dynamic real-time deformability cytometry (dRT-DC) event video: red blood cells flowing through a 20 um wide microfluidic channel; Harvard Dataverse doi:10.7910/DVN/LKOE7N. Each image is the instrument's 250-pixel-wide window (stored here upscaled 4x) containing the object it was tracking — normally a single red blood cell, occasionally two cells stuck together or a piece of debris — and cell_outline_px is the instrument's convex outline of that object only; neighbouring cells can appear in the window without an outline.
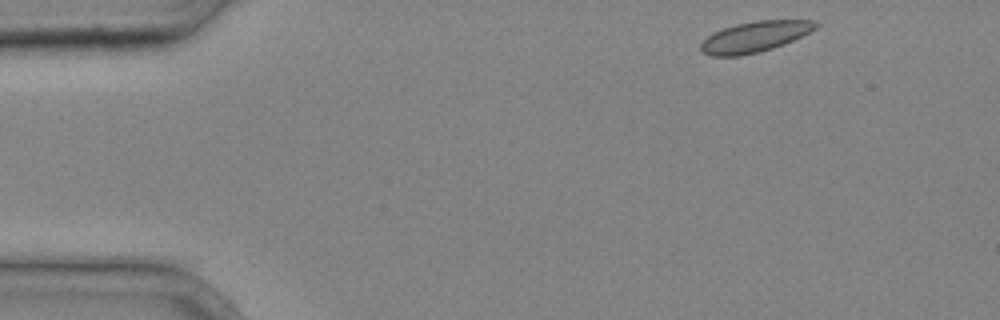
{"species": "common noctule bat (a hibernating species)", "species_latin": "Nyctalus noctula", "temperature_condition": "cold", "stored_images_in_passage": 31, "camera_frame_rate_fps": 3000, "um_per_image_px": 0.085, "animal": {"sex": "male", "body_mass_g": 20.4}, "frame": {"image": 1, "passage_image": 1, "time_ms": 0.0, "image_size_px": [1000, 320], "cell_outline_px": [[820, 24], [816, 28], [784, 44], [760, 52], [740, 56], [712, 56], [704, 52], [700, 48], [700, 44], [708, 36], [724, 28], [736, 24], [756, 20], [812, 20]], "centroid_in_image_um": [64.16, 3.12], "position_along_channel_um": 20.8, "area_um2": 20.29}}
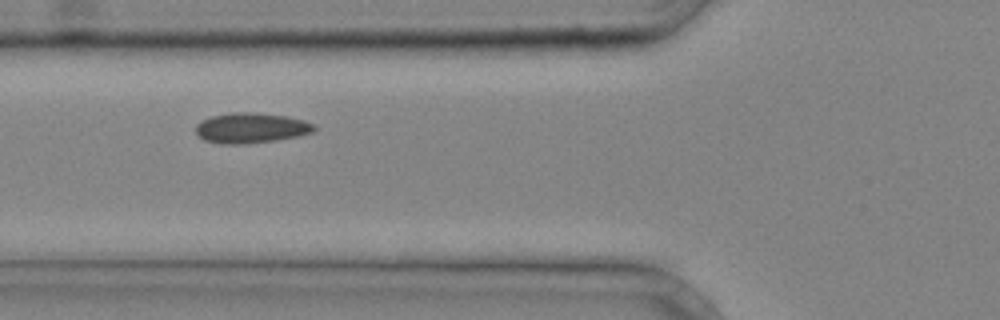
{"frame": {"image": 2, "passage_image": 11, "time_ms": 3.333, "image_size_px": [1000, 320], "cell_outline_px": [[316, 128], [312, 132], [296, 136], [276, 140], [248, 144], [220, 144], [204, 140], [196, 132], [196, 124], [212, 116], [232, 112], [252, 112], [288, 116], [304, 120], [312, 124]], "centroid_in_image_um": [21.33, 10.88], "position_along_channel_um": 104.5, "area_um2": 20.81}}
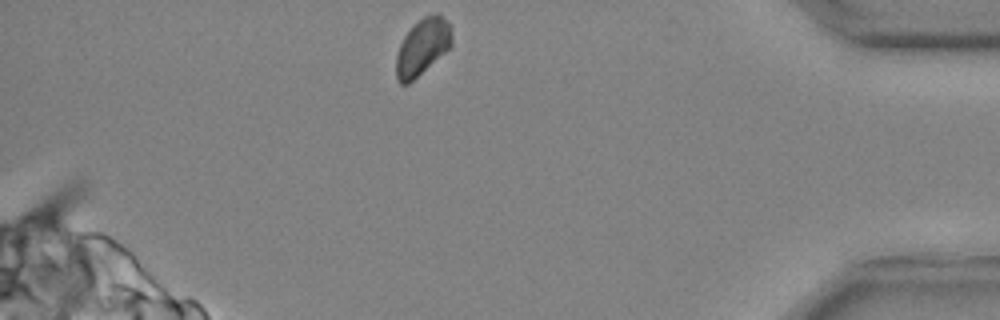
{"frame": {"image": 3, "passage_image": 31, "time_ms": 10.0, "image_size_px": [1000, 320], "cell_outline_px": [[452, 44], [444, 52], [408, 84], [400, 84], [396, 80], [396, 56], [400, 44], [404, 36], [424, 16], [436, 12], [440, 12], [452, 28]], "centroid_in_image_um": [35.91, 3.96], "position_along_channel_um": 399.3, "area_um2": 18.03}}